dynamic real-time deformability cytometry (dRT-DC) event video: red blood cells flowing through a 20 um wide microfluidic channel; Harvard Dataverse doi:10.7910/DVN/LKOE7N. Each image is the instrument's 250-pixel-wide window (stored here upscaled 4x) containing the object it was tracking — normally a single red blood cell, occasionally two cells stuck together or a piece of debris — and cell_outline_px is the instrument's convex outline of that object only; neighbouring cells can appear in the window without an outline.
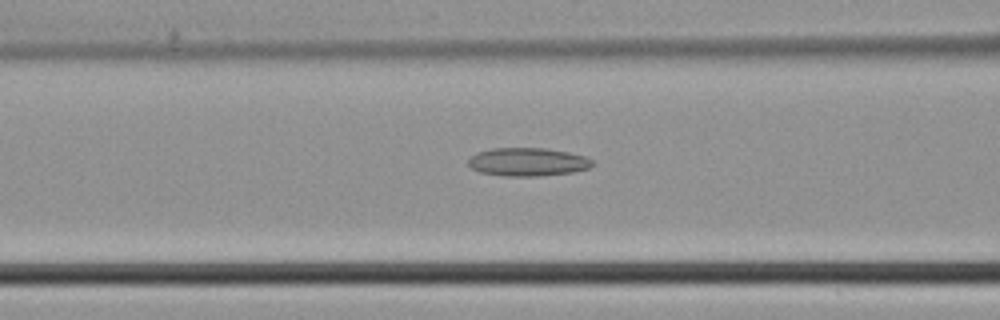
{"species": "common noctule bat (a hibernating species)", "species_latin": "Nyctalus noctula", "temperature_condition": "cold", "stored_images_in_passage": 25, "camera_frame_rate_fps": 3000, "um_per_image_px": 0.085, "animal": {"sex": "male", "body_mass_g": 21.5, "forearm_length_mm": 52.0}, "frame": {"image": 1, "passage_image": 18, "time_ms": 5.667, "image_size_px": [1000, 320], "cell_outline_px": [[592, 164], [588, 168], [572, 172], [536, 176], [504, 176], [480, 172], [472, 168], [468, 164], [468, 160], [476, 152], [492, 148], [544, 148], [568, 152], [584, 156], [592, 160]], "centroid_in_image_um": [44.82, 13.76], "position_along_channel_um": 121.8, "area_um2": 20.29}}